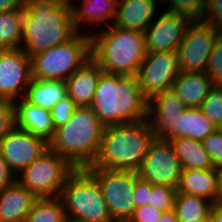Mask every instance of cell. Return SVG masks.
I'll return each mask as SVG.
<instances>
[{
  "mask_svg": "<svg viewBox=\"0 0 222 222\" xmlns=\"http://www.w3.org/2000/svg\"><path fill=\"white\" fill-rule=\"evenodd\" d=\"M67 216L60 197L38 198L25 222H66Z\"/></svg>",
  "mask_w": 222,
  "mask_h": 222,
  "instance_id": "obj_29",
  "label": "cell"
},
{
  "mask_svg": "<svg viewBox=\"0 0 222 222\" xmlns=\"http://www.w3.org/2000/svg\"><path fill=\"white\" fill-rule=\"evenodd\" d=\"M77 107L68 95L56 103L50 111L54 128L65 125Z\"/></svg>",
  "mask_w": 222,
  "mask_h": 222,
  "instance_id": "obj_34",
  "label": "cell"
},
{
  "mask_svg": "<svg viewBox=\"0 0 222 222\" xmlns=\"http://www.w3.org/2000/svg\"><path fill=\"white\" fill-rule=\"evenodd\" d=\"M163 212L151 205L137 207L128 222H158Z\"/></svg>",
  "mask_w": 222,
  "mask_h": 222,
  "instance_id": "obj_38",
  "label": "cell"
},
{
  "mask_svg": "<svg viewBox=\"0 0 222 222\" xmlns=\"http://www.w3.org/2000/svg\"><path fill=\"white\" fill-rule=\"evenodd\" d=\"M168 140L180 160L182 169L207 170L214 167L202 141L187 137L169 138Z\"/></svg>",
  "mask_w": 222,
  "mask_h": 222,
  "instance_id": "obj_24",
  "label": "cell"
},
{
  "mask_svg": "<svg viewBox=\"0 0 222 222\" xmlns=\"http://www.w3.org/2000/svg\"><path fill=\"white\" fill-rule=\"evenodd\" d=\"M206 73L215 86H222V34L214 43L206 66Z\"/></svg>",
  "mask_w": 222,
  "mask_h": 222,
  "instance_id": "obj_33",
  "label": "cell"
},
{
  "mask_svg": "<svg viewBox=\"0 0 222 222\" xmlns=\"http://www.w3.org/2000/svg\"><path fill=\"white\" fill-rule=\"evenodd\" d=\"M154 138L148 119L105 126L98 155L89 167L137 172Z\"/></svg>",
  "mask_w": 222,
  "mask_h": 222,
  "instance_id": "obj_4",
  "label": "cell"
},
{
  "mask_svg": "<svg viewBox=\"0 0 222 222\" xmlns=\"http://www.w3.org/2000/svg\"><path fill=\"white\" fill-rule=\"evenodd\" d=\"M67 219L78 222H114L97 179L86 169H75L59 196Z\"/></svg>",
  "mask_w": 222,
  "mask_h": 222,
  "instance_id": "obj_6",
  "label": "cell"
},
{
  "mask_svg": "<svg viewBox=\"0 0 222 222\" xmlns=\"http://www.w3.org/2000/svg\"><path fill=\"white\" fill-rule=\"evenodd\" d=\"M157 6L154 0H118L113 26L144 32L161 11Z\"/></svg>",
  "mask_w": 222,
  "mask_h": 222,
  "instance_id": "obj_18",
  "label": "cell"
},
{
  "mask_svg": "<svg viewBox=\"0 0 222 222\" xmlns=\"http://www.w3.org/2000/svg\"><path fill=\"white\" fill-rule=\"evenodd\" d=\"M182 166L168 139L154 138L137 171L139 178L152 184L177 188Z\"/></svg>",
  "mask_w": 222,
  "mask_h": 222,
  "instance_id": "obj_11",
  "label": "cell"
},
{
  "mask_svg": "<svg viewBox=\"0 0 222 222\" xmlns=\"http://www.w3.org/2000/svg\"><path fill=\"white\" fill-rule=\"evenodd\" d=\"M185 106L177 94L171 90H165L148 100L147 119L153 129L154 137L169 139L179 129L180 115Z\"/></svg>",
  "mask_w": 222,
  "mask_h": 222,
  "instance_id": "obj_16",
  "label": "cell"
},
{
  "mask_svg": "<svg viewBox=\"0 0 222 222\" xmlns=\"http://www.w3.org/2000/svg\"><path fill=\"white\" fill-rule=\"evenodd\" d=\"M179 72L176 51L147 53L136 77L143 95L149 100L156 94L171 89Z\"/></svg>",
  "mask_w": 222,
  "mask_h": 222,
  "instance_id": "obj_12",
  "label": "cell"
},
{
  "mask_svg": "<svg viewBox=\"0 0 222 222\" xmlns=\"http://www.w3.org/2000/svg\"><path fill=\"white\" fill-rule=\"evenodd\" d=\"M69 1L73 14L74 27L79 32L84 28L82 32L91 35L94 31H90L89 27L92 25H97L99 29H102L104 25L105 27L113 25L117 14L118 0H82L80 6L74 4V0Z\"/></svg>",
  "mask_w": 222,
  "mask_h": 222,
  "instance_id": "obj_17",
  "label": "cell"
},
{
  "mask_svg": "<svg viewBox=\"0 0 222 222\" xmlns=\"http://www.w3.org/2000/svg\"><path fill=\"white\" fill-rule=\"evenodd\" d=\"M15 127L49 142L55 133L51 112L28 102L24 97L14 101Z\"/></svg>",
  "mask_w": 222,
  "mask_h": 222,
  "instance_id": "obj_19",
  "label": "cell"
},
{
  "mask_svg": "<svg viewBox=\"0 0 222 222\" xmlns=\"http://www.w3.org/2000/svg\"><path fill=\"white\" fill-rule=\"evenodd\" d=\"M105 125L90 106L77 107L65 125L55 130L49 150L75 169L92 166L100 149Z\"/></svg>",
  "mask_w": 222,
  "mask_h": 222,
  "instance_id": "obj_3",
  "label": "cell"
},
{
  "mask_svg": "<svg viewBox=\"0 0 222 222\" xmlns=\"http://www.w3.org/2000/svg\"><path fill=\"white\" fill-rule=\"evenodd\" d=\"M154 19L144 31L147 53L177 51L193 20L164 9Z\"/></svg>",
  "mask_w": 222,
  "mask_h": 222,
  "instance_id": "obj_14",
  "label": "cell"
},
{
  "mask_svg": "<svg viewBox=\"0 0 222 222\" xmlns=\"http://www.w3.org/2000/svg\"><path fill=\"white\" fill-rule=\"evenodd\" d=\"M218 170L182 169L177 192L206 198L212 203L218 200Z\"/></svg>",
  "mask_w": 222,
  "mask_h": 222,
  "instance_id": "obj_23",
  "label": "cell"
},
{
  "mask_svg": "<svg viewBox=\"0 0 222 222\" xmlns=\"http://www.w3.org/2000/svg\"><path fill=\"white\" fill-rule=\"evenodd\" d=\"M207 220H198V221H194V220H192V221H180V222H206Z\"/></svg>",
  "mask_w": 222,
  "mask_h": 222,
  "instance_id": "obj_46",
  "label": "cell"
},
{
  "mask_svg": "<svg viewBox=\"0 0 222 222\" xmlns=\"http://www.w3.org/2000/svg\"><path fill=\"white\" fill-rule=\"evenodd\" d=\"M16 181V174L11 170L0 151V192Z\"/></svg>",
  "mask_w": 222,
  "mask_h": 222,
  "instance_id": "obj_40",
  "label": "cell"
},
{
  "mask_svg": "<svg viewBox=\"0 0 222 222\" xmlns=\"http://www.w3.org/2000/svg\"><path fill=\"white\" fill-rule=\"evenodd\" d=\"M78 33L69 0L26 1L21 48L29 57L64 44Z\"/></svg>",
  "mask_w": 222,
  "mask_h": 222,
  "instance_id": "obj_1",
  "label": "cell"
},
{
  "mask_svg": "<svg viewBox=\"0 0 222 222\" xmlns=\"http://www.w3.org/2000/svg\"><path fill=\"white\" fill-rule=\"evenodd\" d=\"M75 168L59 154L48 150L16 175V180L37 198L59 197Z\"/></svg>",
  "mask_w": 222,
  "mask_h": 222,
  "instance_id": "obj_8",
  "label": "cell"
},
{
  "mask_svg": "<svg viewBox=\"0 0 222 222\" xmlns=\"http://www.w3.org/2000/svg\"><path fill=\"white\" fill-rule=\"evenodd\" d=\"M91 55V35L79 32L68 42L31 56L32 77L67 80Z\"/></svg>",
  "mask_w": 222,
  "mask_h": 222,
  "instance_id": "obj_7",
  "label": "cell"
},
{
  "mask_svg": "<svg viewBox=\"0 0 222 222\" xmlns=\"http://www.w3.org/2000/svg\"><path fill=\"white\" fill-rule=\"evenodd\" d=\"M37 199L16 180L0 192V222H25Z\"/></svg>",
  "mask_w": 222,
  "mask_h": 222,
  "instance_id": "obj_21",
  "label": "cell"
},
{
  "mask_svg": "<svg viewBox=\"0 0 222 222\" xmlns=\"http://www.w3.org/2000/svg\"><path fill=\"white\" fill-rule=\"evenodd\" d=\"M151 194V183L141 178L136 180V184L133 190L134 202L137 207L149 205V197Z\"/></svg>",
  "mask_w": 222,
  "mask_h": 222,
  "instance_id": "obj_39",
  "label": "cell"
},
{
  "mask_svg": "<svg viewBox=\"0 0 222 222\" xmlns=\"http://www.w3.org/2000/svg\"><path fill=\"white\" fill-rule=\"evenodd\" d=\"M31 78V57L22 48L0 49V99L23 98Z\"/></svg>",
  "mask_w": 222,
  "mask_h": 222,
  "instance_id": "obj_13",
  "label": "cell"
},
{
  "mask_svg": "<svg viewBox=\"0 0 222 222\" xmlns=\"http://www.w3.org/2000/svg\"><path fill=\"white\" fill-rule=\"evenodd\" d=\"M91 55L106 73L136 75L147 55L144 32L115 26L91 34Z\"/></svg>",
  "mask_w": 222,
  "mask_h": 222,
  "instance_id": "obj_5",
  "label": "cell"
},
{
  "mask_svg": "<svg viewBox=\"0 0 222 222\" xmlns=\"http://www.w3.org/2000/svg\"><path fill=\"white\" fill-rule=\"evenodd\" d=\"M206 7L207 0H169L165 10L186 15L192 20H202Z\"/></svg>",
  "mask_w": 222,
  "mask_h": 222,
  "instance_id": "obj_32",
  "label": "cell"
},
{
  "mask_svg": "<svg viewBox=\"0 0 222 222\" xmlns=\"http://www.w3.org/2000/svg\"><path fill=\"white\" fill-rule=\"evenodd\" d=\"M66 222H78V221H74V220L67 219Z\"/></svg>",
  "mask_w": 222,
  "mask_h": 222,
  "instance_id": "obj_48",
  "label": "cell"
},
{
  "mask_svg": "<svg viewBox=\"0 0 222 222\" xmlns=\"http://www.w3.org/2000/svg\"><path fill=\"white\" fill-rule=\"evenodd\" d=\"M200 109L218 129H222V86L214 85Z\"/></svg>",
  "mask_w": 222,
  "mask_h": 222,
  "instance_id": "obj_30",
  "label": "cell"
},
{
  "mask_svg": "<svg viewBox=\"0 0 222 222\" xmlns=\"http://www.w3.org/2000/svg\"><path fill=\"white\" fill-rule=\"evenodd\" d=\"M211 218L214 222H222V200L212 203Z\"/></svg>",
  "mask_w": 222,
  "mask_h": 222,
  "instance_id": "obj_42",
  "label": "cell"
},
{
  "mask_svg": "<svg viewBox=\"0 0 222 222\" xmlns=\"http://www.w3.org/2000/svg\"><path fill=\"white\" fill-rule=\"evenodd\" d=\"M99 182L109 214L114 222H128L136 209L133 190L138 173L87 167Z\"/></svg>",
  "mask_w": 222,
  "mask_h": 222,
  "instance_id": "obj_9",
  "label": "cell"
},
{
  "mask_svg": "<svg viewBox=\"0 0 222 222\" xmlns=\"http://www.w3.org/2000/svg\"><path fill=\"white\" fill-rule=\"evenodd\" d=\"M156 3L160 4L161 2H164V4L166 3V5L168 4L169 0H154ZM166 1V2H165Z\"/></svg>",
  "mask_w": 222,
  "mask_h": 222,
  "instance_id": "obj_45",
  "label": "cell"
},
{
  "mask_svg": "<svg viewBox=\"0 0 222 222\" xmlns=\"http://www.w3.org/2000/svg\"><path fill=\"white\" fill-rule=\"evenodd\" d=\"M102 72L99 64L91 57L65 81L67 95L78 107L92 104Z\"/></svg>",
  "mask_w": 222,
  "mask_h": 222,
  "instance_id": "obj_20",
  "label": "cell"
},
{
  "mask_svg": "<svg viewBox=\"0 0 222 222\" xmlns=\"http://www.w3.org/2000/svg\"><path fill=\"white\" fill-rule=\"evenodd\" d=\"M214 83L206 72L186 73L180 71L172 83L173 90L186 108H200Z\"/></svg>",
  "mask_w": 222,
  "mask_h": 222,
  "instance_id": "obj_22",
  "label": "cell"
},
{
  "mask_svg": "<svg viewBox=\"0 0 222 222\" xmlns=\"http://www.w3.org/2000/svg\"><path fill=\"white\" fill-rule=\"evenodd\" d=\"M177 188L162 184L151 183L149 205L162 212L174 210Z\"/></svg>",
  "mask_w": 222,
  "mask_h": 222,
  "instance_id": "obj_31",
  "label": "cell"
},
{
  "mask_svg": "<svg viewBox=\"0 0 222 222\" xmlns=\"http://www.w3.org/2000/svg\"><path fill=\"white\" fill-rule=\"evenodd\" d=\"M218 200H222V169L218 170Z\"/></svg>",
  "mask_w": 222,
  "mask_h": 222,
  "instance_id": "obj_44",
  "label": "cell"
},
{
  "mask_svg": "<svg viewBox=\"0 0 222 222\" xmlns=\"http://www.w3.org/2000/svg\"><path fill=\"white\" fill-rule=\"evenodd\" d=\"M25 0H0V12L25 9Z\"/></svg>",
  "mask_w": 222,
  "mask_h": 222,
  "instance_id": "obj_41",
  "label": "cell"
},
{
  "mask_svg": "<svg viewBox=\"0 0 222 222\" xmlns=\"http://www.w3.org/2000/svg\"><path fill=\"white\" fill-rule=\"evenodd\" d=\"M48 150L46 140L16 127L0 139L1 154L16 175Z\"/></svg>",
  "mask_w": 222,
  "mask_h": 222,
  "instance_id": "obj_15",
  "label": "cell"
},
{
  "mask_svg": "<svg viewBox=\"0 0 222 222\" xmlns=\"http://www.w3.org/2000/svg\"><path fill=\"white\" fill-rule=\"evenodd\" d=\"M158 222H180L176 216L174 210L169 212H163L160 220Z\"/></svg>",
  "mask_w": 222,
  "mask_h": 222,
  "instance_id": "obj_43",
  "label": "cell"
},
{
  "mask_svg": "<svg viewBox=\"0 0 222 222\" xmlns=\"http://www.w3.org/2000/svg\"><path fill=\"white\" fill-rule=\"evenodd\" d=\"M219 35L220 33L205 21L193 20L176 51L180 71L206 72L210 53Z\"/></svg>",
  "mask_w": 222,
  "mask_h": 222,
  "instance_id": "obj_10",
  "label": "cell"
},
{
  "mask_svg": "<svg viewBox=\"0 0 222 222\" xmlns=\"http://www.w3.org/2000/svg\"><path fill=\"white\" fill-rule=\"evenodd\" d=\"M217 129L200 108H185L180 115L179 129L171 138L187 137L203 141Z\"/></svg>",
  "mask_w": 222,
  "mask_h": 222,
  "instance_id": "obj_26",
  "label": "cell"
},
{
  "mask_svg": "<svg viewBox=\"0 0 222 222\" xmlns=\"http://www.w3.org/2000/svg\"><path fill=\"white\" fill-rule=\"evenodd\" d=\"M202 142L213 161L214 167L217 170L222 169V129H217Z\"/></svg>",
  "mask_w": 222,
  "mask_h": 222,
  "instance_id": "obj_35",
  "label": "cell"
},
{
  "mask_svg": "<svg viewBox=\"0 0 222 222\" xmlns=\"http://www.w3.org/2000/svg\"><path fill=\"white\" fill-rule=\"evenodd\" d=\"M67 96L65 80H40L31 78L24 98L45 110L51 109Z\"/></svg>",
  "mask_w": 222,
  "mask_h": 222,
  "instance_id": "obj_25",
  "label": "cell"
},
{
  "mask_svg": "<svg viewBox=\"0 0 222 222\" xmlns=\"http://www.w3.org/2000/svg\"><path fill=\"white\" fill-rule=\"evenodd\" d=\"M206 222H214L213 219L210 217Z\"/></svg>",
  "mask_w": 222,
  "mask_h": 222,
  "instance_id": "obj_47",
  "label": "cell"
},
{
  "mask_svg": "<svg viewBox=\"0 0 222 222\" xmlns=\"http://www.w3.org/2000/svg\"><path fill=\"white\" fill-rule=\"evenodd\" d=\"M15 127V105L13 101L0 99V139Z\"/></svg>",
  "mask_w": 222,
  "mask_h": 222,
  "instance_id": "obj_36",
  "label": "cell"
},
{
  "mask_svg": "<svg viewBox=\"0 0 222 222\" xmlns=\"http://www.w3.org/2000/svg\"><path fill=\"white\" fill-rule=\"evenodd\" d=\"M90 107L105 126L131 124L148 116V99L136 75L102 72Z\"/></svg>",
  "mask_w": 222,
  "mask_h": 222,
  "instance_id": "obj_2",
  "label": "cell"
},
{
  "mask_svg": "<svg viewBox=\"0 0 222 222\" xmlns=\"http://www.w3.org/2000/svg\"><path fill=\"white\" fill-rule=\"evenodd\" d=\"M24 9L0 12V49L21 48Z\"/></svg>",
  "mask_w": 222,
  "mask_h": 222,
  "instance_id": "obj_28",
  "label": "cell"
},
{
  "mask_svg": "<svg viewBox=\"0 0 222 222\" xmlns=\"http://www.w3.org/2000/svg\"><path fill=\"white\" fill-rule=\"evenodd\" d=\"M211 207L212 202L206 198L177 192L174 212L179 221L208 220Z\"/></svg>",
  "mask_w": 222,
  "mask_h": 222,
  "instance_id": "obj_27",
  "label": "cell"
},
{
  "mask_svg": "<svg viewBox=\"0 0 222 222\" xmlns=\"http://www.w3.org/2000/svg\"><path fill=\"white\" fill-rule=\"evenodd\" d=\"M202 20L222 34V0H207V7Z\"/></svg>",
  "mask_w": 222,
  "mask_h": 222,
  "instance_id": "obj_37",
  "label": "cell"
}]
</instances>
